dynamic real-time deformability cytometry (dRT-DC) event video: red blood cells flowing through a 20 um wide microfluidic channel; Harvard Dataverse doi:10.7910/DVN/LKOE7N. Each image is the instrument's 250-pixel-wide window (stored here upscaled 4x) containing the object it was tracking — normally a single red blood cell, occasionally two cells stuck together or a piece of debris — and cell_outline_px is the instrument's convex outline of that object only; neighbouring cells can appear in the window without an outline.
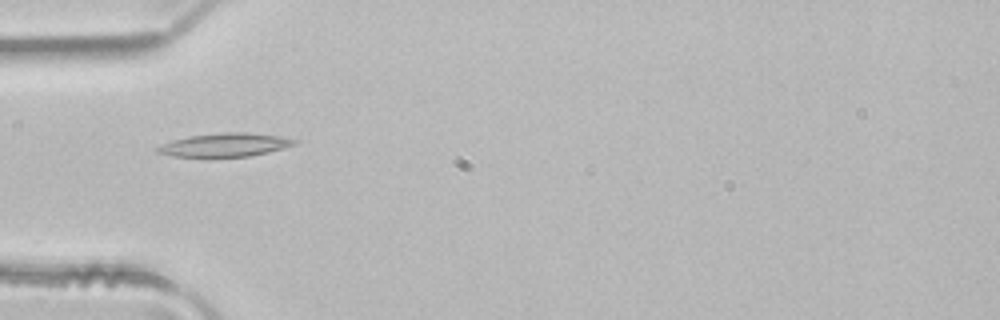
{"species": "common noctule bat (a hibernating species)", "species_latin": "Nyctalus noctula", "temperature_condition": "room temperature", "stored_images_in_passage": 4, "camera_frame_rate_fps": 3000, "um_per_image_px": 0.085, "animal": {"sex": "male", "body_mass_g": 21.5, "forearm_length_mm": 52.0}, "frame": {"image": 1, "passage_image": 4, "time_ms": 1.0, "image_size_px": [1000, 320], "cell_outline_px": [[300, 140], [296, 144], [268, 152], [248, 156], [208, 160], [172, 156], [156, 152], [156, 148], [172, 140], [188, 136], [224, 132], [248, 132], [280, 136]], "centroid_in_image_um": [19.08, 12.36], "position_along_channel_um": 65.9, "area_um2": 19.59}}